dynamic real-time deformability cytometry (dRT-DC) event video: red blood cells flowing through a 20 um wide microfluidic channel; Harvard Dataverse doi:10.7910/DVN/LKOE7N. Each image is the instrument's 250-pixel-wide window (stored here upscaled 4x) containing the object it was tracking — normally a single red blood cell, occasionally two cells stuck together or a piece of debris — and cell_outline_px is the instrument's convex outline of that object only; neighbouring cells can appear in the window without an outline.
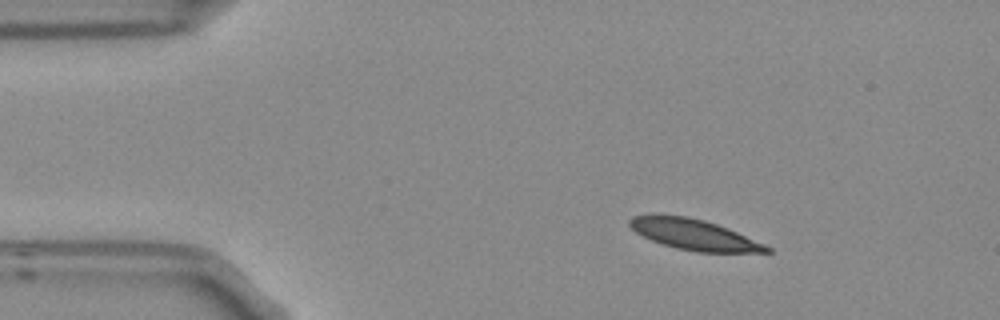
{"species": "Egyptian fruit bat (a non-hibernating species)", "species_latin": "Rousettus aegyptiacus", "temperature_condition": "room temperature", "stored_images_in_passage": 5, "segment_of_instrument_passage": [1, 2], "camera_frame_rate_fps": 3000, "um_per_image_px": 0.085, "frame": {"image": 1, "passage_image": 2, "time_ms": 0.333, "image_size_px": [1000, 320], "cell_outline_px": [[772, 252], [696, 252], [676, 248], [652, 240], [636, 232], [628, 224], [628, 220], [632, 216], [652, 212], [688, 216], [704, 220], [728, 228], [764, 244], [772, 248]], "centroid_in_image_um": [58.92, 19.9], "position_along_channel_um": 26.1, "area_um2": 24.74}}
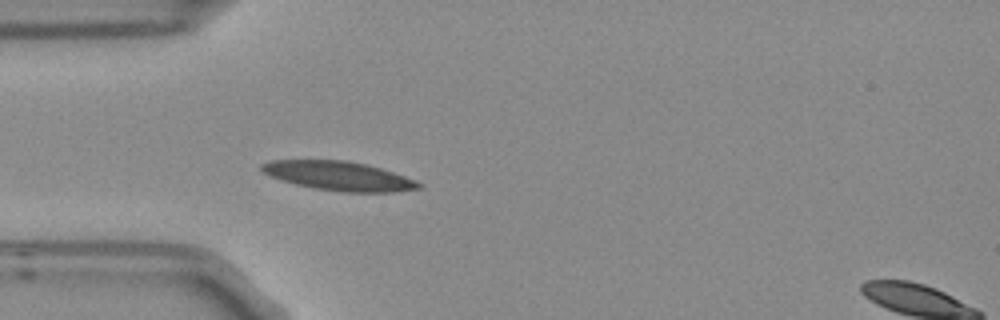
{"frame": {"image": 2, "passage_image": 4, "time_ms": 1.0, "image_size_px": [1000, 320], "cell_outline_px": [[424, 188], [396, 192], [344, 192], [312, 188], [280, 180], [264, 172], [260, 168], [260, 164], [272, 160], [348, 160], [380, 168], [404, 176], [424, 184]], "centroid_in_image_um": [28.82, 14.96], "position_along_channel_um": 56.2, "area_um2": 26.65}}